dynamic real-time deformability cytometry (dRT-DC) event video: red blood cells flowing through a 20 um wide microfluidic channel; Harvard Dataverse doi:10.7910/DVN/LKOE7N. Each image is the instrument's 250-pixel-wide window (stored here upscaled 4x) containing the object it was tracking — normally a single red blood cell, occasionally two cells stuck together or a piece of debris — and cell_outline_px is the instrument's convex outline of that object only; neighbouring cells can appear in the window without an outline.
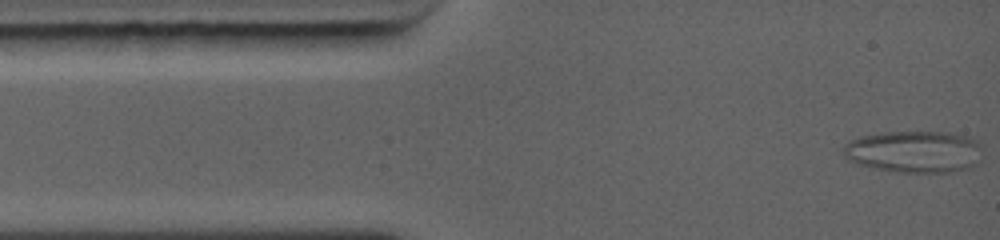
{"species": "common noctule bat (a hibernating species)", "species_latin": "Nyctalus noctula", "temperature_condition": "warm", "stored_images_in_passage": 34, "segment_of_instrument_passage": [1, 3], "camera_frame_rate_fps": 5000, "um_per_image_px": 0.085, "animal": {"sex": "female", "body_mass_g": 19.0, "forearm_length_mm": 56.7}, "frame": {"image": 1, "passage_image": 1, "time_ms": 0.0, "image_size_px": [1000, 240], "cell_outline_px": [[980, 148], [976, 164], [968, 168], [952, 172], [896, 172], [876, 168], [860, 164], [848, 156], [840, 148], [848, 140], [860, 136], [888, 132], [948, 132], [964, 136], [976, 140], [980, 144]], "centroid_in_image_um": [77.7, 12.88], "position_along_channel_um": 7.3, "area_um2": 33.58}}